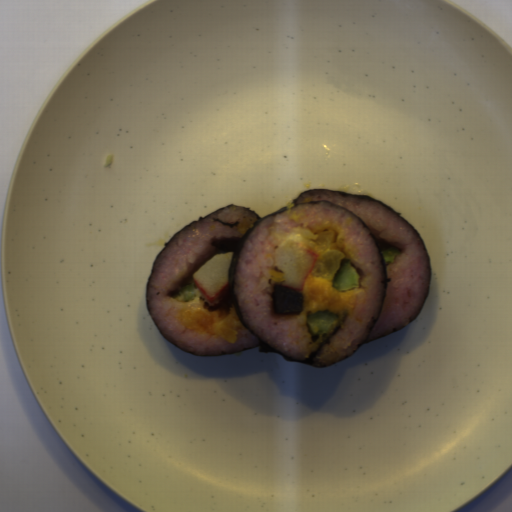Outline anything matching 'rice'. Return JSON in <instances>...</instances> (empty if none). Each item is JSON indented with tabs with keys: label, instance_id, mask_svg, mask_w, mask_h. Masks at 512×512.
I'll return each instance as SVG.
<instances>
[{
	"label": "rice",
	"instance_id": "rice-1",
	"mask_svg": "<svg viewBox=\"0 0 512 512\" xmlns=\"http://www.w3.org/2000/svg\"><path fill=\"white\" fill-rule=\"evenodd\" d=\"M334 231L331 248L351 260L360 275L353 312L338 315L339 321L325 336L313 335L307 314L275 315L271 298L284 273L275 266L277 250L289 241L311 249L317 234ZM386 285L383 263L365 226L350 213L327 203L303 204L265 219L241 247L234 274L233 290L243 320L267 345L297 360L319 350L314 365L338 362L363 342L379 313Z\"/></svg>",
	"mask_w": 512,
	"mask_h": 512
},
{
	"label": "rice",
	"instance_id": "rice-3",
	"mask_svg": "<svg viewBox=\"0 0 512 512\" xmlns=\"http://www.w3.org/2000/svg\"><path fill=\"white\" fill-rule=\"evenodd\" d=\"M308 202L345 207L363 219L381 245L402 249L393 263L386 262L390 282L368 340L412 323L428 296L430 280L427 258L415 230L391 209L365 199L315 190L299 196L298 203Z\"/></svg>",
	"mask_w": 512,
	"mask_h": 512
},
{
	"label": "rice",
	"instance_id": "rice-2",
	"mask_svg": "<svg viewBox=\"0 0 512 512\" xmlns=\"http://www.w3.org/2000/svg\"><path fill=\"white\" fill-rule=\"evenodd\" d=\"M214 218L228 224L240 223L230 229L213 222ZM255 222L256 217L249 209L225 207L181 231L159 254L147 289L148 308L161 334L181 350L210 357L243 351L259 344V339L240 322L229 295L226 294L215 307L228 310L236 319L235 343L214 334L188 329L178 318L191 299L176 301L174 298L186 285L193 284L194 290L198 289L193 274L217 255L211 245L214 239H240Z\"/></svg>",
	"mask_w": 512,
	"mask_h": 512
}]
</instances>
